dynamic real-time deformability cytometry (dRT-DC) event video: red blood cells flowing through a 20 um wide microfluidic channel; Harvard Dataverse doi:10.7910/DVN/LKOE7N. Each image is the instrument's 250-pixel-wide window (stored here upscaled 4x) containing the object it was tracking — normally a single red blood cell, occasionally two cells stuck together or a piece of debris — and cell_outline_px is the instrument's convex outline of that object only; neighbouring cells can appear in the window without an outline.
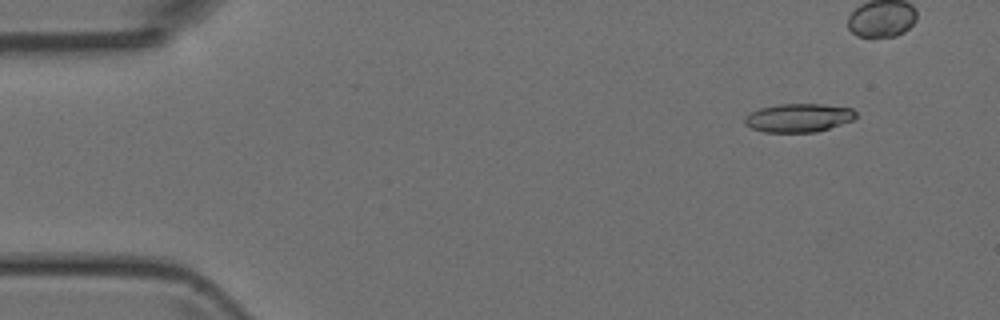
{"species": "Egyptian fruit bat (a non-hibernating species)", "species_latin": "Rousettus aegyptiacus", "temperature_condition": "room temperature", "stored_images_in_passage": 8, "camera_frame_rate_fps": 3000, "um_per_image_px": 0.085, "animal": {"sex": "female"}, "frame": {"image": 1, "passage_image": 1, "time_ms": 0.0, "image_size_px": [1000, 320], "cell_outline_px": [[856, 116], [852, 120], [816, 132], [764, 132], [752, 128], [744, 124], [744, 116], [760, 108], [776, 104], [820, 104], [852, 108], [856, 112]], "centroid_in_image_um": [67.85, 10.01], "position_along_channel_um": 17.2, "area_um2": 18.38}}
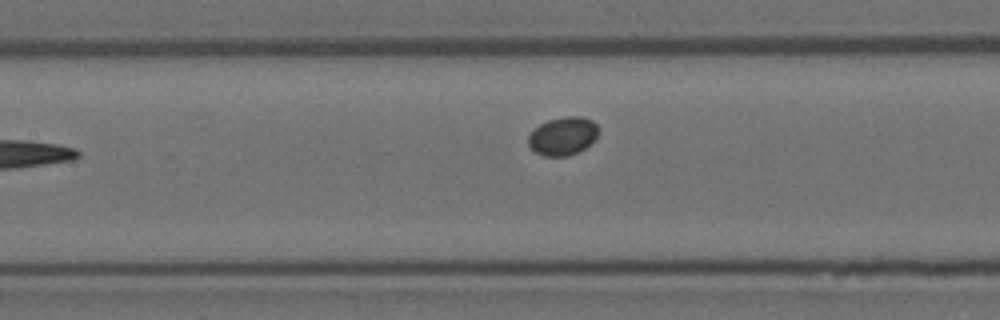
{"frame": {"image": 2, "passage_image": 7, "time_ms": 7.0, "image_size_px": [1000, 320], "cell_outline_px": [[600, 132], [584, 148], [568, 156], [544, 156], [536, 152], [528, 144], [528, 136], [540, 124], [548, 120], [564, 116], [580, 116], [592, 120], [600, 128]], "centroid_in_image_um": [47.86, 11.55], "position_along_channel_um": 159.5, "area_um2": 15.49}}
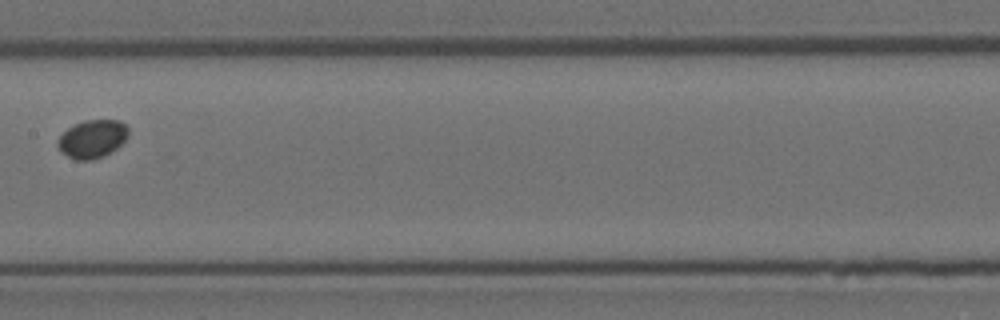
{"frame": {"image": 3, "passage_image": 8, "time_ms": 8.0, "image_size_px": [1000, 320], "cell_outline_px": [[128, 136], [116, 148], [92, 160], [76, 160], [60, 152], [56, 144], [60, 136], [68, 128], [84, 120], [120, 120], [128, 128]], "centroid_in_image_um": [7.82, 11.8], "position_along_channel_um": 199.6, "area_um2": 15.43}}